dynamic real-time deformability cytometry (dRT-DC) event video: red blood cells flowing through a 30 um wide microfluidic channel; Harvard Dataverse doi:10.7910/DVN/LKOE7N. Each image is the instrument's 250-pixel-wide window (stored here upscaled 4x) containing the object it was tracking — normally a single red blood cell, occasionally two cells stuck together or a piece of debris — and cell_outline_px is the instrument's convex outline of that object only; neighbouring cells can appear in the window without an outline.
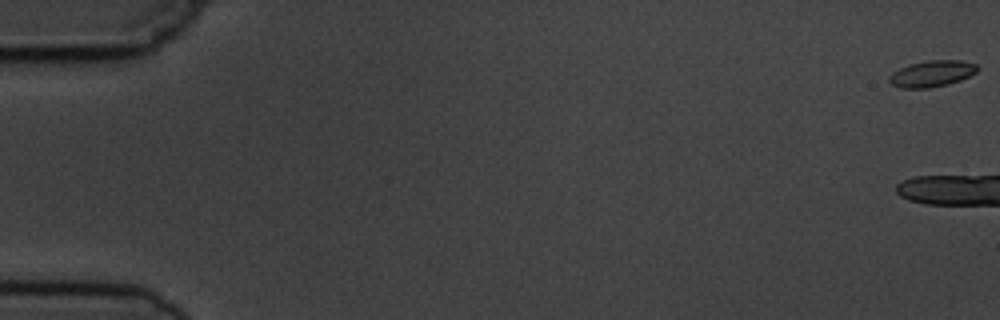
{"species": "common noctule bat (a hibernating species)", "species_latin": "Nyctalus noctula", "temperature_condition": "cold", "stored_images_in_passage": 8, "camera_frame_rate_fps": 3000, "um_per_image_px": 0.085, "animal": {"sex": "male", "body_mass_g": 19.5, "forearm_length_mm": 54.6}, "frame": {"image": 1, "passage_image": 1, "time_ms": 0.0, "image_size_px": [1000, 320], "cell_outline_px": [[980, 68], [976, 72], [960, 80], [948, 84], [928, 88], [900, 88], [892, 84], [888, 80], [888, 76], [892, 72], [908, 64], [928, 60], [960, 60], [976, 64]], "centroid_in_image_um": [79.19, 6.25], "position_along_channel_um": 5.8, "area_um2": 13.58}}
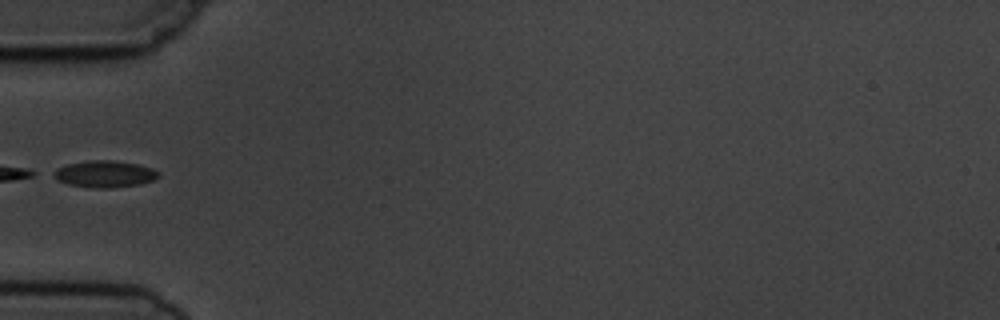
{"frame": {"image": 2, "passage_image": 7, "time_ms": 7.667, "image_size_px": [1000, 320], "cell_outline_px": [[160, 176], [152, 180], [140, 184], [112, 188], [92, 188], [68, 184], [56, 180], [48, 172], [56, 168], [68, 164], [88, 160], [112, 160], [136, 164], [152, 168], [160, 172]], "centroid_in_image_um": [8.84, 14.79], "position_along_channel_um": 76.2, "area_um2": 16.59}}
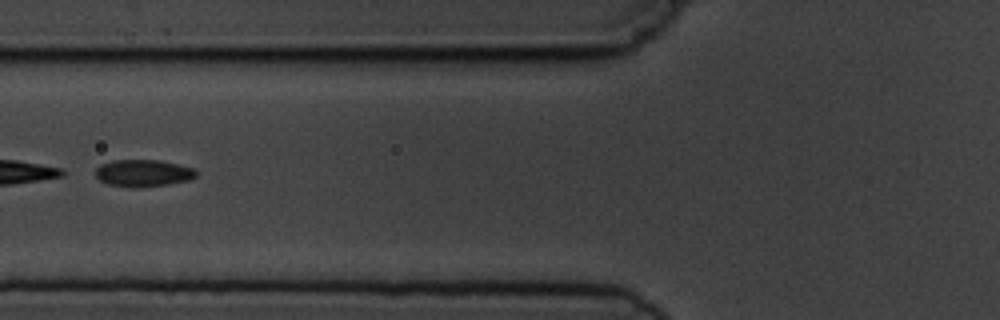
{"frame": {"image": 3, "passage_image": 8, "time_ms": 8.667, "image_size_px": [1000, 320], "cell_outline_px": [[196, 176], [188, 180], [168, 184], [108, 184], [100, 180], [96, 176], [96, 168], [100, 164], [112, 160], [160, 160], [196, 168]], "centroid_in_image_um": [12.2, 14.64], "position_along_channel_um": 113.6, "area_um2": 15.03}}